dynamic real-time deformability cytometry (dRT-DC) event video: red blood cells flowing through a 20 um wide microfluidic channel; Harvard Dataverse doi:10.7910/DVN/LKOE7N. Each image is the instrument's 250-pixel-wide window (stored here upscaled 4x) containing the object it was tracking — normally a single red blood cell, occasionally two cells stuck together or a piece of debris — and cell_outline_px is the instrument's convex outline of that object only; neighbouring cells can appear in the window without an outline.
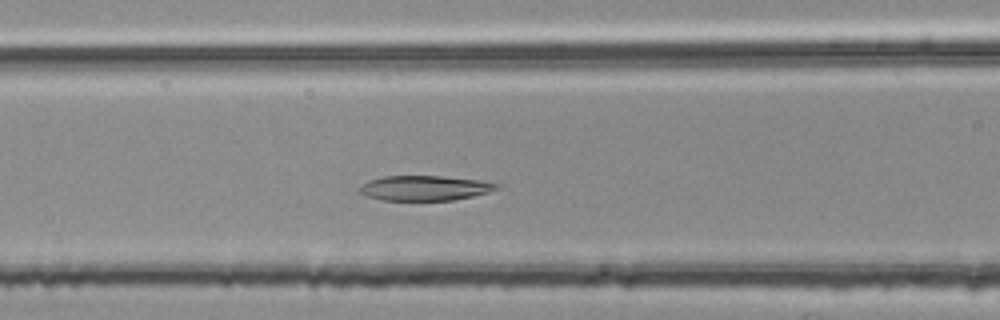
{"species": "common noctule bat (a hibernating species)", "species_latin": "Nyctalus noctula", "temperature_condition": "room temperature", "stored_images_in_passage": 45, "camera_frame_rate_fps": 3000, "um_per_image_px": 0.085, "animal": {"sex": "female", "body_mass_g": 25.1}, "frame": {"image": 1, "passage_image": 17, "time_ms": 5.333, "image_size_px": [1000, 320], "cell_outline_px": [[500, 188], [488, 192], [472, 196], [452, 200], [380, 200], [356, 192], [368, 180], [384, 176], [440, 176], [480, 180], [500, 184]], "centroid_in_image_um": [36.09, 15.98], "position_along_channel_um": 130.5, "area_um2": 19.88}}
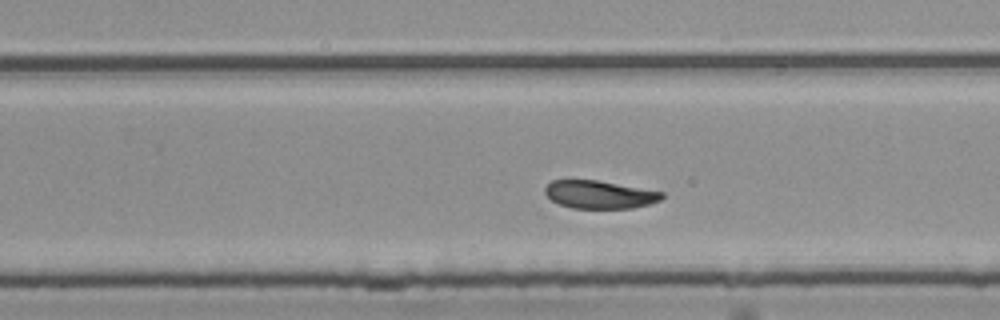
{"frame": {"image": 2, "passage_image": 29, "time_ms": 9.333, "image_size_px": [1000, 320], "cell_outline_px": [[664, 196], [660, 200], [648, 204], [632, 208], [572, 208], [560, 204], [552, 200], [544, 192], [544, 188], [552, 180], [596, 180], [664, 192]], "centroid_in_image_um": [50.95, 16.53], "position_along_channel_um": 278.8, "area_um2": 18.84}}
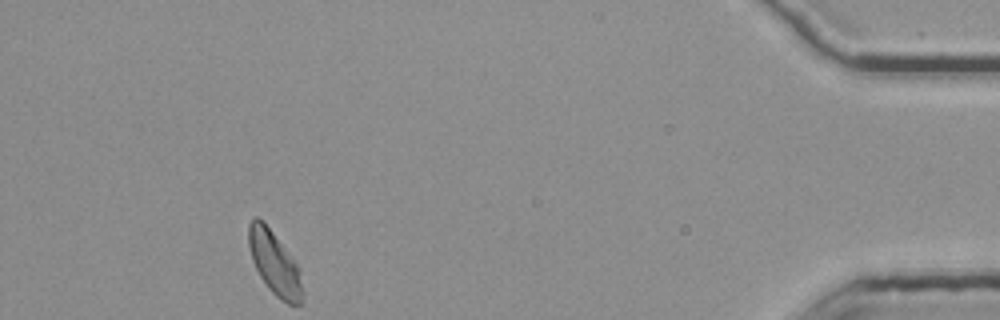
{"frame": {"image": 3, "passage_image": 45, "time_ms": 14.667, "image_size_px": [1000, 320], "cell_outline_px": [[304, 304], [288, 304], [280, 300], [268, 288], [260, 276], [252, 260], [248, 244], [248, 224], [256, 216], [272, 232], [296, 264], [304, 296]], "centroid_in_image_um": [23.32, 22.43], "position_along_channel_um": 411.9, "area_um2": 19.36}, "authors_computed_cell_mechanics": {"area_um2": 20.4034, "velocity_mm_per_s": 3.7264, "shape_relaxation_time_tau1_ms": 6.3928, "shape_relaxation_time_tau2_ms": 3.0383, "deformation_change_tau1": 0.1296, "deformation_change_tau2": 0.0698}}